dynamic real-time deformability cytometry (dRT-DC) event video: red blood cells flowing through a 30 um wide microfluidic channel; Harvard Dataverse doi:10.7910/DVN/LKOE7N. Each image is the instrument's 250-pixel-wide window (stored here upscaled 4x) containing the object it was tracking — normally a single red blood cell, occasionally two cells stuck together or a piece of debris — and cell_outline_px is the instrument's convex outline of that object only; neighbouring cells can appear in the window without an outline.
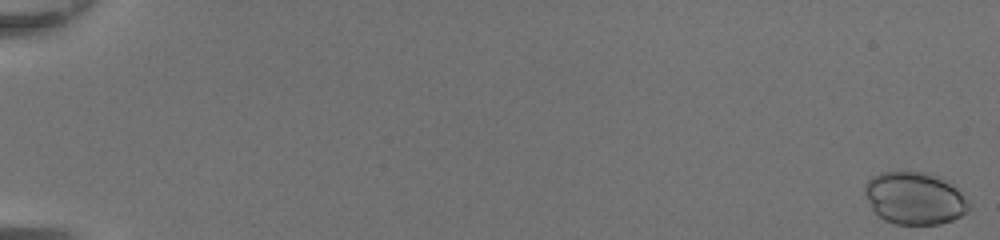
{"species": "common noctule bat (a hibernating species)", "species_latin": "Nyctalus noctula", "temperature_condition": "room temperature", "stored_images_in_passage": 50, "camera_frame_rate_fps": 3000, "um_per_image_px": 0.085, "animal": {"sex": "female", "body_mass_g": 20.0, "forearm_length_mm": 54.0}, "frame": {"image": 1, "passage_image": 1, "time_ms": 0.0, "image_size_px": [1000, 240], "cell_outline_px": [[972, 204], [968, 212], [952, 220], [940, 224], [896, 224], [884, 220], [872, 208], [864, 192], [864, 184], [872, 176], [880, 172], [928, 172], [940, 176], [956, 188]], "centroid_in_image_um": [77.76, 16.84], "position_along_channel_um": 7.2, "area_um2": 31.91}}
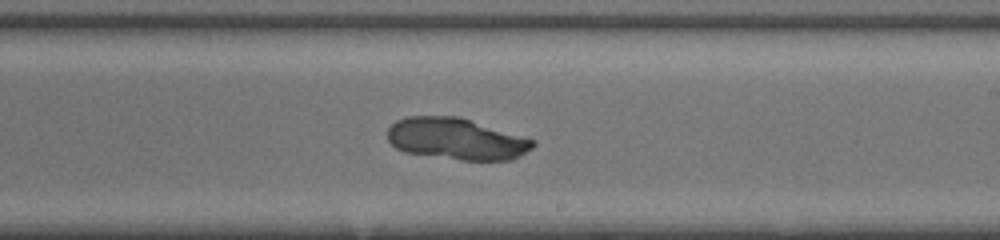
{"frame": {"image": 2, "passage_image": 32, "time_ms": 10.333, "image_size_px": [1000, 240], "cell_outline_px": [[536, 144], [532, 148], [512, 160], [460, 160], [404, 152], [396, 148], [388, 140], [388, 128], [396, 120], [408, 116], [460, 116], [536, 140]], "centroid_in_image_um": [38.8, 11.8], "position_along_channel_um": 250.2, "area_um2": 35.43}}
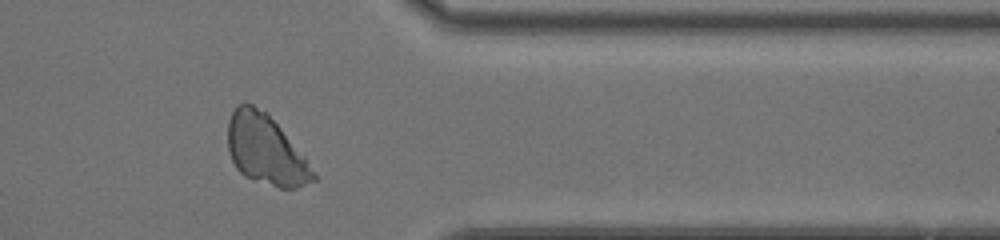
{"frame": {"image": 3, "passage_image": 42, "time_ms": 13.667, "image_size_px": [1000, 240], "cell_outline_px": [[316, 180], [296, 188], [280, 188], [244, 176], [236, 168], [228, 152], [228, 120], [236, 104], [244, 100], [268, 112], [304, 156], [316, 176]], "centroid_in_image_um": [22.55, 12.69], "position_along_channel_um": 388.9, "area_um2": 34.85}}